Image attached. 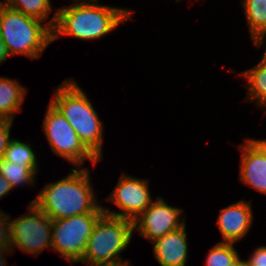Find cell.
<instances>
[{
  "label": "cell",
  "instance_id": "2",
  "mask_svg": "<svg viewBox=\"0 0 266 266\" xmlns=\"http://www.w3.org/2000/svg\"><path fill=\"white\" fill-rule=\"evenodd\" d=\"M98 2L80 0L57 9L52 41L61 36H74L82 40L99 39L113 31L120 23L132 18L133 13L128 9L99 5Z\"/></svg>",
  "mask_w": 266,
  "mask_h": 266
},
{
  "label": "cell",
  "instance_id": "16",
  "mask_svg": "<svg viewBox=\"0 0 266 266\" xmlns=\"http://www.w3.org/2000/svg\"><path fill=\"white\" fill-rule=\"evenodd\" d=\"M252 39L266 32V0H242Z\"/></svg>",
  "mask_w": 266,
  "mask_h": 266
},
{
  "label": "cell",
  "instance_id": "28",
  "mask_svg": "<svg viewBox=\"0 0 266 266\" xmlns=\"http://www.w3.org/2000/svg\"><path fill=\"white\" fill-rule=\"evenodd\" d=\"M231 266H249V264L247 260H241L240 257H238Z\"/></svg>",
  "mask_w": 266,
  "mask_h": 266
},
{
  "label": "cell",
  "instance_id": "3",
  "mask_svg": "<svg viewBox=\"0 0 266 266\" xmlns=\"http://www.w3.org/2000/svg\"><path fill=\"white\" fill-rule=\"evenodd\" d=\"M71 79L64 80L50 101L68 120L85 147L100 161L103 124L86 93Z\"/></svg>",
  "mask_w": 266,
  "mask_h": 266
},
{
  "label": "cell",
  "instance_id": "27",
  "mask_svg": "<svg viewBox=\"0 0 266 266\" xmlns=\"http://www.w3.org/2000/svg\"><path fill=\"white\" fill-rule=\"evenodd\" d=\"M9 251L12 252L13 250H11V249H0V266H6L5 265L6 264V262H5L6 260H5L3 255H5L6 253H11Z\"/></svg>",
  "mask_w": 266,
  "mask_h": 266
},
{
  "label": "cell",
  "instance_id": "15",
  "mask_svg": "<svg viewBox=\"0 0 266 266\" xmlns=\"http://www.w3.org/2000/svg\"><path fill=\"white\" fill-rule=\"evenodd\" d=\"M247 80L248 97L250 101L256 100V105L264 107L266 113V63L260 61L256 66L240 74Z\"/></svg>",
  "mask_w": 266,
  "mask_h": 266
},
{
  "label": "cell",
  "instance_id": "5",
  "mask_svg": "<svg viewBox=\"0 0 266 266\" xmlns=\"http://www.w3.org/2000/svg\"><path fill=\"white\" fill-rule=\"evenodd\" d=\"M134 222L103 214L97 221L80 262L89 266L128 262L119 255L129 245Z\"/></svg>",
  "mask_w": 266,
  "mask_h": 266
},
{
  "label": "cell",
  "instance_id": "22",
  "mask_svg": "<svg viewBox=\"0 0 266 266\" xmlns=\"http://www.w3.org/2000/svg\"><path fill=\"white\" fill-rule=\"evenodd\" d=\"M12 123L13 121L0 120V161L3 159L7 145L11 140L9 136Z\"/></svg>",
  "mask_w": 266,
  "mask_h": 266
},
{
  "label": "cell",
  "instance_id": "8",
  "mask_svg": "<svg viewBox=\"0 0 266 266\" xmlns=\"http://www.w3.org/2000/svg\"><path fill=\"white\" fill-rule=\"evenodd\" d=\"M27 216L10 222L11 249L36 256L45 248H52L53 220L30 202Z\"/></svg>",
  "mask_w": 266,
  "mask_h": 266
},
{
  "label": "cell",
  "instance_id": "20",
  "mask_svg": "<svg viewBox=\"0 0 266 266\" xmlns=\"http://www.w3.org/2000/svg\"><path fill=\"white\" fill-rule=\"evenodd\" d=\"M206 257V266H231L239 255L234 243L219 242L210 249Z\"/></svg>",
  "mask_w": 266,
  "mask_h": 266
},
{
  "label": "cell",
  "instance_id": "13",
  "mask_svg": "<svg viewBox=\"0 0 266 266\" xmlns=\"http://www.w3.org/2000/svg\"><path fill=\"white\" fill-rule=\"evenodd\" d=\"M186 224L156 239L153 250L161 266H185L188 256Z\"/></svg>",
  "mask_w": 266,
  "mask_h": 266
},
{
  "label": "cell",
  "instance_id": "23",
  "mask_svg": "<svg viewBox=\"0 0 266 266\" xmlns=\"http://www.w3.org/2000/svg\"><path fill=\"white\" fill-rule=\"evenodd\" d=\"M249 266H266V246H260L247 260Z\"/></svg>",
  "mask_w": 266,
  "mask_h": 266
},
{
  "label": "cell",
  "instance_id": "7",
  "mask_svg": "<svg viewBox=\"0 0 266 266\" xmlns=\"http://www.w3.org/2000/svg\"><path fill=\"white\" fill-rule=\"evenodd\" d=\"M43 121V130L52 151L75 166L89 159L95 165L99 160L85 147L74 128L50 102Z\"/></svg>",
  "mask_w": 266,
  "mask_h": 266
},
{
  "label": "cell",
  "instance_id": "9",
  "mask_svg": "<svg viewBox=\"0 0 266 266\" xmlns=\"http://www.w3.org/2000/svg\"><path fill=\"white\" fill-rule=\"evenodd\" d=\"M108 198L110 202L117 205L122 213L109 211V209L103 207L104 213L131 221L141 215L153 201L147 180L134 178L124 173Z\"/></svg>",
  "mask_w": 266,
  "mask_h": 266
},
{
  "label": "cell",
  "instance_id": "18",
  "mask_svg": "<svg viewBox=\"0 0 266 266\" xmlns=\"http://www.w3.org/2000/svg\"><path fill=\"white\" fill-rule=\"evenodd\" d=\"M0 174L10 182L12 188H15L24 183L34 184L37 172L31 166H22L2 159L0 161Z\"/></svg>",
  "mask_w": 266,
  "mask_h": 266
},
{
  "label": "cell",
  "instance_id": "24",
  "mask_svg": "<svg viewBox=\"0 0 266 266\" xmlns=\"http://www.w3.org/2000/svg\"><path fill=\"white\" fill-rule=\"evenodd\" d=\"M10 182L0 174V199L12 190Z\"/></svg>",
  "mask_w": 266,
  "mask_h": 266
},
{
  "label": "cell",
  "instance_id": "29",
  "mask_svg": "<svg viewBox=\"0 0 266 266\" xmlns=\"http://www.w3.org/2000/svg\"><path fill=\"white\" fill-rule=\"evenodd\" d=\"M128 262H123V263H118L115 265H96V266H129L130 264L127 265Z\"/></svg>",
  "mask_w": 266,
  "mask_h": 266
},
{
  "label": "cell",
  "instance_id": "21",
  "mask_svg": "<svg viewBox=\"0 0 266 266\" xmlns=\"http://www.w3.org/2000/svg\"><path fill=\"white\" fill-rule=\"evenodd\" d=\"M10 216L0 211V249H11Z\"/></svg>",
  "mask_w": 266,
  "mask_h": 266
},
{
  "label": "cell",
  "instance_id": "14",
  "mask_svg": "<svg viewBox=\"0 0 266 266\" xmlns=\"http://www.w3.org/2000/svg\"><path fill=\"white\" fill-rule=\"evenodd\" d=\"M26 88L7 77H0V120L13 121L14 114L21 111Z\"/></svg>",
  "mask_w": 266,
  "mask_h": 266
},
{
  "label": "cell",
  "instance_id": "26",
  "mask_svg": "<svg viewBox=\"0 0 266 266\" xmlns=\"http://www.w3.org/2000/svg\"><path fill=\"white\" fill-rule=\"evenodd\" d=\"M10 55L7 52L4 41L0 35V64H2Z\"/></svg>",
  "mask_w": 266,
  "mask_h": 266
},
{
  "label": "cell",
  "instance_id": "10",
  "mask_svg": "<svg viewBox=\"0 0 266 266\" xmlns=\"http://www.w3.org/2000/svg\"><path fill=\"white\" fill-rule=\"evenodd\" d=\"M182 211L166 204L163 198L157 196V200L152 201L150 206L133 221L134 229L152 243L185 224L184 219L180 222Z\"/></svg>",
  "mask_w": 266,
  "mask_h": 266
},
{
  "label": "cell",
  "instance_id": "17",
  "mask_svg": "<svg viewBox=\"0 0 266 266\" xmlns=\"http://www.w3.org/2000/svg\"><path fill=\"white\" fill-rule=\"evenodd\" d=\"M3 160L21 164L22 166H31L38 173L37 158L31 146L22 141L11 139L7 145Z\"/></svg>",
  "mask_w": 266,
  "mask_h": 266
},
{
  "label": "cell",
  "instance_id": "25",
  "mask_svg": "<svg viewBox=\"0 0 266 266\" xmlns=\"http://www.w3.org/2000/svg\"><path fill=\"white\" fill-rule=\"evenodd\" d=\"M266 37V32L264 33H261L257 36H255L253 38V42L256 46L260 47V45H262L264 43V38ZM262 62H265L266 63V49H265V52H264V55H263V58L262 60H260Z\"/></svg>",
  "mask_w": 266,
  "mask_h": 266
},
{
  "label": "cell",
  "instance_id": "4",
  "mask_svg": "<svg viewBox=\"0 0 266 266\" xmlns=\"http://www.w3.org/2000/svg\"><path fill=\"white\" fill-rule=\"evenodd\" d=\"M42 21L14 10L4 3L0 6V35L9 55H25L36 59L52 41L53 18L42 26Z\"/></svg>",
  "mask_w": 266,
  "mask_h": 266
},
{
  "label": "cell",
  "instance_id": "12",
  "mask_svg": "<svg viewBox=\"0 0 266 266\" xmlns=\"http://www.w3.org/2000/svg\"><path fill=\"white\" fill-rule=\"evenodd\" d=\"M252 207L248 202L241 200L221 209L217 225L225 243H235L246 236L252 222Z\"/></svg>",
  "mask_w": 266,
  "mask_h": 266
},
{
  "label": "cell",
  "instance_id": "19",
  "mask_svg": "<svg viewBox=\"0 0 266 266\" xmlns=\"http://www.w3.org/2000/svg\"><path fill=\"white\" fill-rule=\"evenodd\" d=\"M8 7L45 22L52 10L50 0H6Z\"/></svg>",
  "mask_w": 266,
  "mask_h": 266
},
{
  "label": "cell",
  "instance_id": "11",
  "mask_svg": "<svg viewBox=\"0 0 266 266\" xmlns=\"http://www.w3.org/2000/svg\"><path fill=\"white\" fill-rule=\"evenodd\" d=\"M240 163V179L246 185L266 194V139H247Z\"/></svg>",
  "mask_w": 266,
  "mask_h": 266
},
{
  "label": "cell",
  "instance_id": "6",
  "mask_svg": "<svg viewBox=\"0 0 266 266\" xmlns=\"http://www.w3.org/2000/svg\"><path fill=\"white\" fill-rule=\"evenodd\" d=\"M104 213H87L52 222V249L70 263L83 257L87 242L98 219Z\"/></svg>",
  "mask_w": 266,
  "mask_h": 266
},
{
  "label": "cell",
  "instance_id": "1",
  "mask_svg": "<svg viewBox=\"0 0 266 266\" xmlns=\"http://www.w3.org/2000/svg\"><path fill=\"white\" fill-rule=\"evenodd\" d=\"M67 177L49 183L31 201L52 220H60L87 213H104L91 185L89 171L71 169Z\"/></svg>",
  "mask_w": 266,
  "mask_h": 266
}]
</instances>
